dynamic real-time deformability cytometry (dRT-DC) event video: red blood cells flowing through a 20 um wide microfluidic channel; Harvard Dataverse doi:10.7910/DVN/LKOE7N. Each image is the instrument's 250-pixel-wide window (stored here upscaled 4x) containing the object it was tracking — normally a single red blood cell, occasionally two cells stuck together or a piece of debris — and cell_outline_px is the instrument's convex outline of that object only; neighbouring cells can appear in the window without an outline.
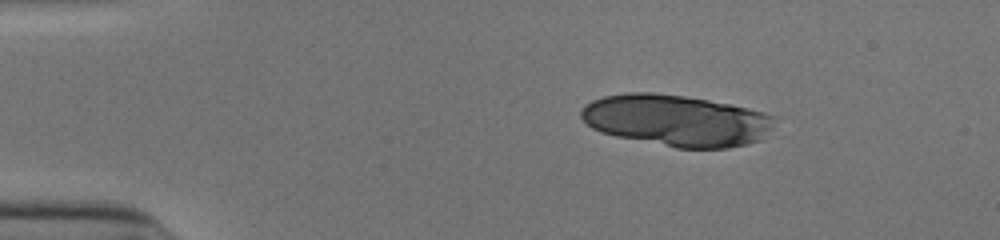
{"species": "human", "species_latin": "Homo sapiens", "temperature_condition": "cold", "stored_images_in_passage": 44, "segment_of_instrument_passage": [1, 2], "camera_frame_rate_fps": 3000, "um_per_image_px": 0.085, "donor": {"sex": "male"}, "frame": {"image": 1, "passage_image": 1, "time_ms": 0.0, "image_size_px": [1000, 240], "cell_outline_px": [[780, 116], [772, 128], [760, 140], [748, 144], [728, 148], [676, 148], [616, 136], [600, 132], [592, 128], [580, 116], [580, 108], [584, 104], [592, 100], [604, 96], [628, 92], [652, 92], [684, 96], [732, 104]], "centroid_in_image_um": [57.52, 10.23], "position_along_channel_um": 27.5, "area_um2": 58.55}}